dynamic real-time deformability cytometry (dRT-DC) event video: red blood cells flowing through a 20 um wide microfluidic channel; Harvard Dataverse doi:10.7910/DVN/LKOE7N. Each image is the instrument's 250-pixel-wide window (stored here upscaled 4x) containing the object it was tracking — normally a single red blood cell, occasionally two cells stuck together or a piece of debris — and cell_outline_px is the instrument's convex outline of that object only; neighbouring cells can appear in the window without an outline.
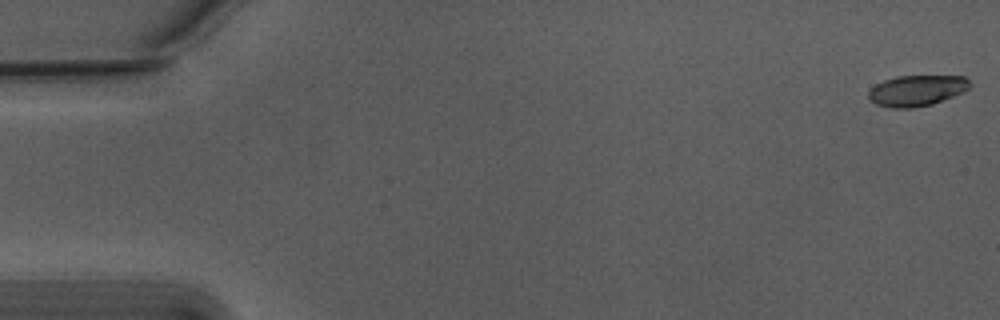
{"species": "Egyptian fruit bat (a non-hibernating species)", "species_latin": "Rousettus aegyptiacus", "temperature_condition": "warm", "stored_images_in_passage": 23, "camera_frame_rate_fps": 3000, "um_per_image_px": 0.085, "animal": {"sex": "male"}, "frame": {"image": 1, "passage_image": 1, "time_ms": 0.0, "image_size_px": [1000, 320], "cell_outline_px": [[972, 84], [964, 92], [932, 104], [912, 108], [892, 108], [876, 104], [868, 96], [868, 92], [876, 84], [884, 80], [896, 76], [964, 76]], "centroid_in_image_um": [77.94, 7.69], "position_along_channel_um": 7.1, "area_um2": 18.15}}
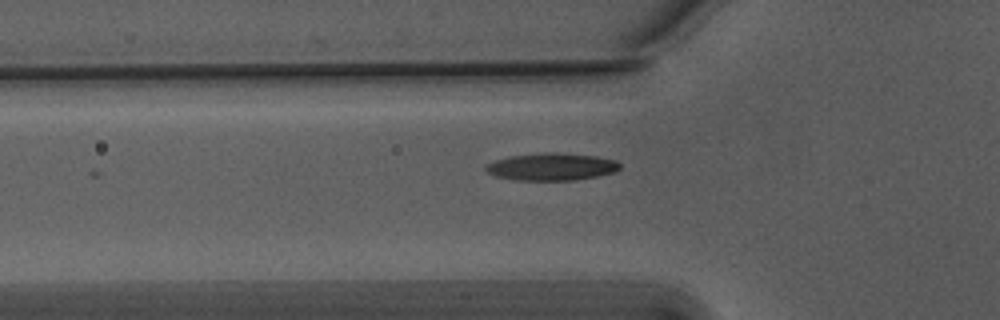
{"frame": {"image": 2, "passage_image": 19, "time_ms": 6.0, "image_size_px": [1000, 320], "cell_outline_px": [[620, 168], [612, 172], [596, 176], [572, 180], [516, 180], [496, 176], [484, 172], [484, 164], [508, 156], [544, 152], [556, 152], [596, 156], [616, 160], [620, 164]], "centroid_in_image_um": [46.81, 14.16], "position_along_channel_um": 79.0, "area_um2": 21.44}}
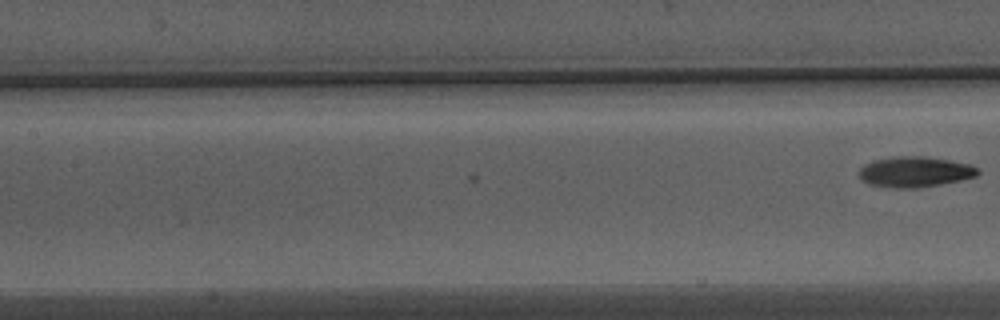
{"frame": {"image": 3, "passage_image": 23, "time_ms": 7.333, "image_size_px": [1000, 320], "cell_outline_px": [[980, 172], [976, 176], [960, 180], [940, 184], [916, 188], [896, 188], [868, 184], [860, 180], [856, 172], [864, 164], [872, 160], [892, 156], [924, 156], [948, 160], [968, 164], [980, 168]], "centroid_in_image_um": [77.7, 14.6], "position_along_channel_um": 129.7, "area_um2": 21.39}}